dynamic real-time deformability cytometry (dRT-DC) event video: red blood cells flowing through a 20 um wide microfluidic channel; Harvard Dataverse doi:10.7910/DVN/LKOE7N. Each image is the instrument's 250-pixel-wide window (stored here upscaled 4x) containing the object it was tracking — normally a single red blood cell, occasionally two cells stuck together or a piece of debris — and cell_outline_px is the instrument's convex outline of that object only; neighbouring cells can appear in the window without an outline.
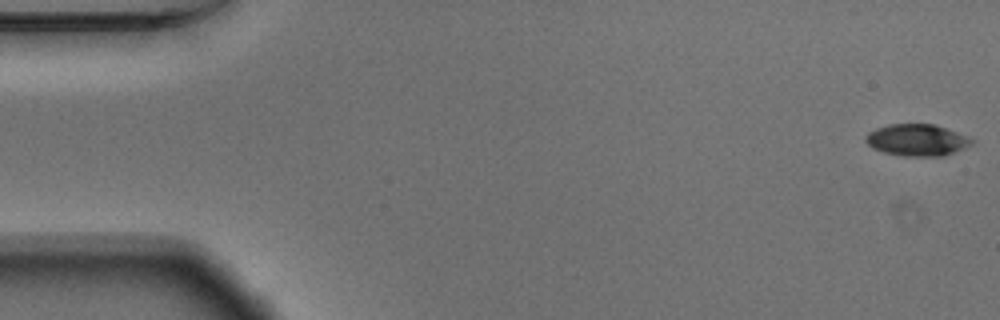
{"species": "Egyptian fruit bat (a non-hibernating species)", "species_latin": "Rousettus aegyptiacus", "temperature_condition": "warm", "stored_images_in_passage": 54, "camera_frame_rate_fps": 3000, "um_per_image_px": 0.085, "animal": {"sex": "male"}, "frame": {"image": 1, "passage_image": 1, "time_ms": 0.0, "image_size_px": [1000, 320], "cell_outline_px": [[976, 140], [972, 144], [964, 148], [944, 156], [904, 156], [884, 152], [872, 148], [864, 140], [864, 136], [868, 132], [876, 128], [888, 124], [932, 124], [968, 136]], "centroid_in_image_um": [77.93, 11.9], "position_along_channel_um": 7.1, "area_um2": 19.65}}
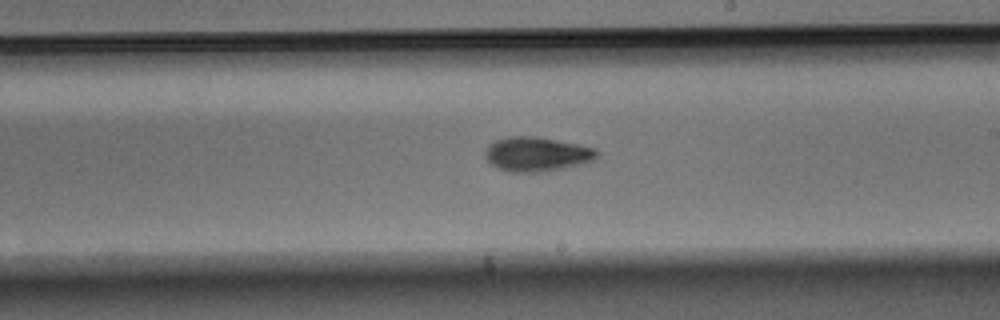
{"frame": {"image": 2, "passage_image": 31, "time_ms": 10.0, "image_size_px": [1000, 320], "cell_outline_px": [[600, 152], [592, 160], [580, 164], [544, 172], [508, 172], [496, 168], [484, 156], [484, 152], [488, 144], [496, 140], [508, 136], [536, 136], [596, 148]], "centroid_in_image_um": [45.58, 13.1], "position_along_channel_um": 243.4, "area_um2": 22.43}}
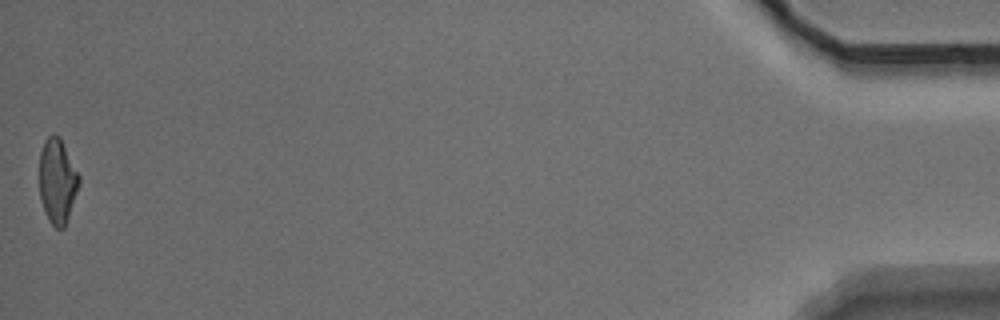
{"frame": {"image": 3, "passage_image": 54, "time_ms": 17.667, "image_size_px": [1000, 320], "cell_outline_px": [[80, 184], [64, 228], [56, 228], [48, 220], [44, 212], [40, 200], [40, 152], [44, 140], [48, 136], [60, 136], [80, 176]], "centroid_in_image_um": [4.88, 15.4], "position_along_channel_um": 430.3, "area_um2": 19.59}, "authors_computed_cell_mechanics": {"area_um2": 20.8369, "velocity_mm_per_s": 3.726, "shape_relaxation_time_tau1_ms": 3.4615, "shape_relaxation_time_tau2_ms": 2.6913, "deformation_change_tau1": 0.1366, "deformation_change_tau2": 0.084}}